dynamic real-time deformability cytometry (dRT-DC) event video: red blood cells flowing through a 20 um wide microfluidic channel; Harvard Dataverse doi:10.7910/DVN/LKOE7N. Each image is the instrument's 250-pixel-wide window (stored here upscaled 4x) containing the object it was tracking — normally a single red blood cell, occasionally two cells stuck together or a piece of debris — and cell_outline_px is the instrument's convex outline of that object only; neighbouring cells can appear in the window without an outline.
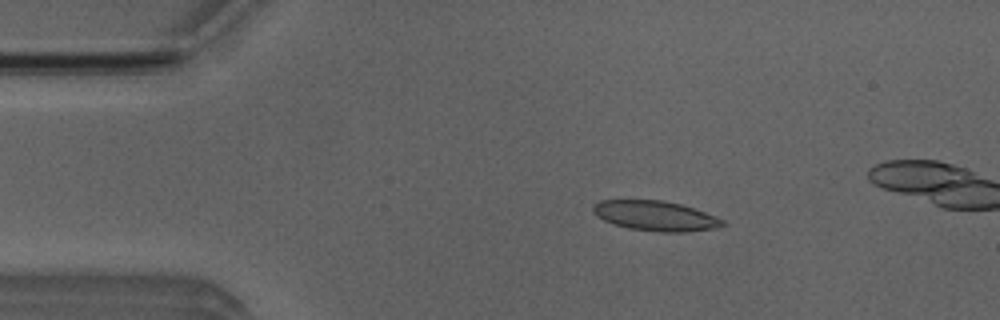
{"species": "Egyptian fruit bat (a non-hibernating species)", "species_latin": "Rousettus aegyptiacus", "temperature_condition": "room temperature", "stored_images_in_passage": 49, "camera_frame_rate_fps": 3000, "um_per_image_px": 0.085, "animal": {"sex": "male"}, "frame": {"image": 1, "passage_image": 6, "time_ms": 1.667, "image_size_px": [1000, 320], "cell_outline_px": [[728, 224], [712, 228], [684, 232], [660, 232], [628, 228], [604, 220], [596, 216], [592, 212], [592, 204], [600, 200], [664, 200], [680, 204], [704, 212], [724, 220]], "centroid_in_image_um": [55.67, 18.34], "position_along_channel_um": 29.3, "area_um2": 22.48}}
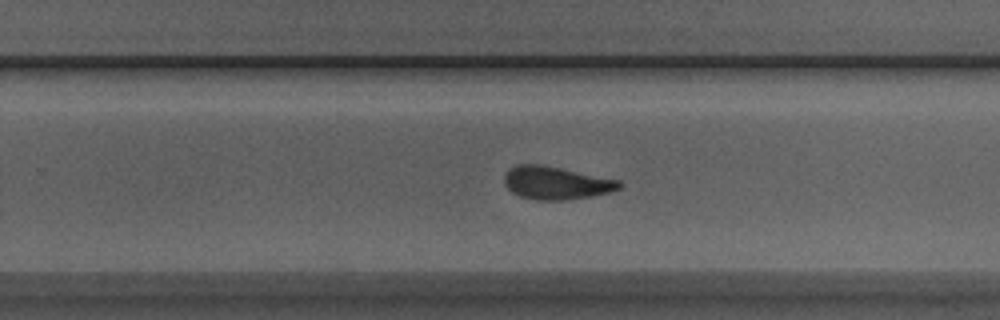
{"frame": {"image": 2, "passage_image": 29, "time_ms": 9.333, "image_size_px": [1000, 320], "cell_outline_px": [[624, 184], [620, 188], [612, 192], [592, 196], [564, 200], [536, 200], [520, 196], [512, 192], [504, 184], [504, 176], [508, 168], [516, 164], [540, 164], [620, 180]], "centroid_in_image_um": [47.26, 15.54], "position_along_channel_um": 282.5, "area_um2": 22.2}}
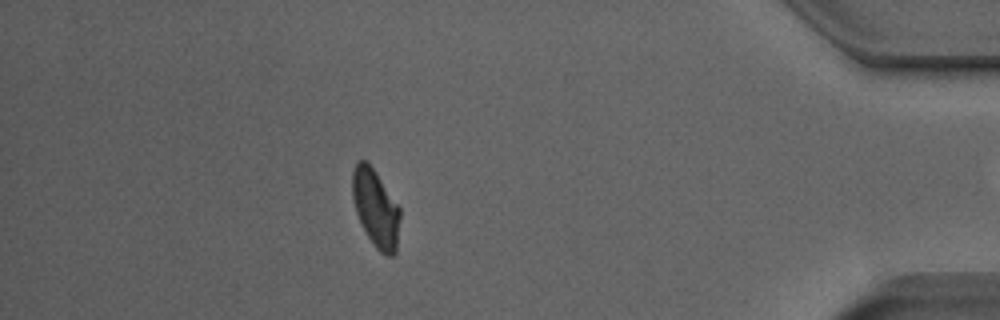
{"frame": {"image": 3, "passage_image": 42, "time_ms": 13.667, "image_size_px": [1000, 320], "cell_outline_px": [[400, 216], [396, 252], [392, 256], [384, 256], [376, 248], [368, 236], [356, 212], [352, 196], [352, 172], [356, 160], [364, 160], [372, 168], [400, 208]], "centroid_in_image_um": [31.93, 17.72], "position_along_channel_um": 403.3, "area_um2": 21.21}, "authors_computed_cell_mechanics": {"area_um2": 22.4264, "velocity_mm_per_s": 3.9444, "shape_relaxation_time_tau1_ms": 4.8257, "shape_relaxation_time_tau2_ms": 1.6347, "deformation_change_tau1": 0.1299, "deformation_change_tau2": 0.0808}}